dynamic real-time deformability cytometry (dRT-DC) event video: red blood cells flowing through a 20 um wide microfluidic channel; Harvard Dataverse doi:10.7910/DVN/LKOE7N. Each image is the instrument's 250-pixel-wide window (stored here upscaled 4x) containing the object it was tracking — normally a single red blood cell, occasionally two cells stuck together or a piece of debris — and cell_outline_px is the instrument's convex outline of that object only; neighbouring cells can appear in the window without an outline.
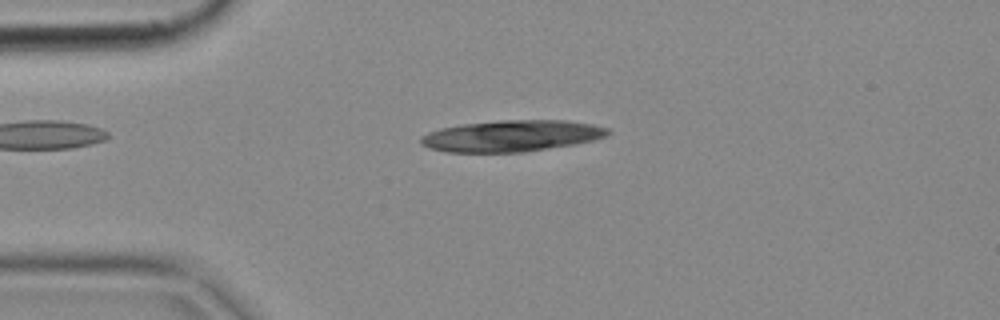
{"species": "common noctule bat (a hibernating species)", "species_latin": "Nyctalus noctula", "temperature_condition": "cold", "stored_images_in_passage": 3, "camera_frame_rate_fps": 3000, "um_per_image_px": 0.085, "animal": {"sex": "female", "body_mass_g": 18.4}, "frame": {"image": 1, "passage_image": 2, "time_ms": 0.333, "image_size_px": [1000, 320], "cell_outline_px": [[612, 132], [608, 136], [576, 144], [524, 152], [444, 152], [420, 144], [420, 136], [428, 132], [440, 128], [464, 124], [500, 120], [564, 120], [592, 124], [608, 128]], "centroid_in_image_um": [43.5, 11.55], "position_along_channel_um": 41.5, "area_um2": 34.28}}